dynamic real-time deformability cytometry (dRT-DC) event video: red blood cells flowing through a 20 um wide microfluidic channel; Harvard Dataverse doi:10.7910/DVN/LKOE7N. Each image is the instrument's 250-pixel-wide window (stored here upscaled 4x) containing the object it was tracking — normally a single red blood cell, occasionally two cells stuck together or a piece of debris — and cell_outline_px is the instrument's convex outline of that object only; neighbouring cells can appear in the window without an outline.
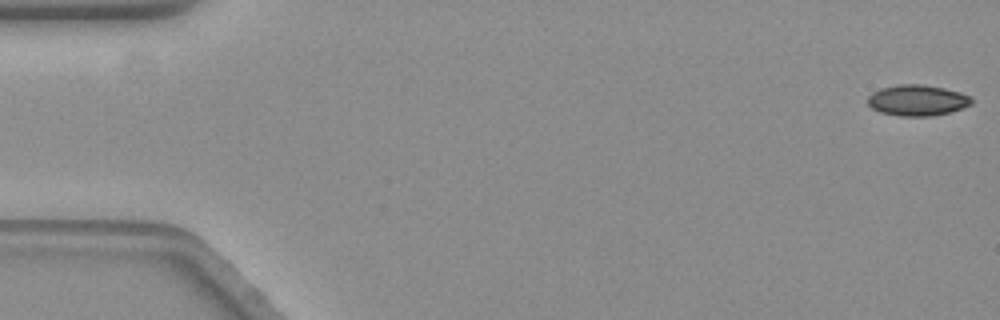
{"species": "common noctule bat (a hibernating species)", "species_latin": "Nyctalus noctula", "temperature_condition": "warm", "stored_images_in_passage": 59, "camera_frame_rate_fps": 3000, "um_per_image_px": 0.085, "animal": {"sex": "female", "body_mass_g": 19.3, "forearm_length_mm": 54.1}, "frame": {"image": 1, "passage_image": 1, "time_ms": 0.0, "image_size_px": [1000, 320], "cell_outline_px": [[972, 104], [964, 108], [948, 112], [928, 116], [900, 116], [880, 112], [872, 108], [868, 104], [868, 96], [872, 92], [880, 88], [900, 84], [924, 84], [944, 88], [960, 92], [972, 96]], "centroid_in_image_um": [77.98, 8.51], "position_along_channel_um": 7.0, "area_um2": 18.79}}
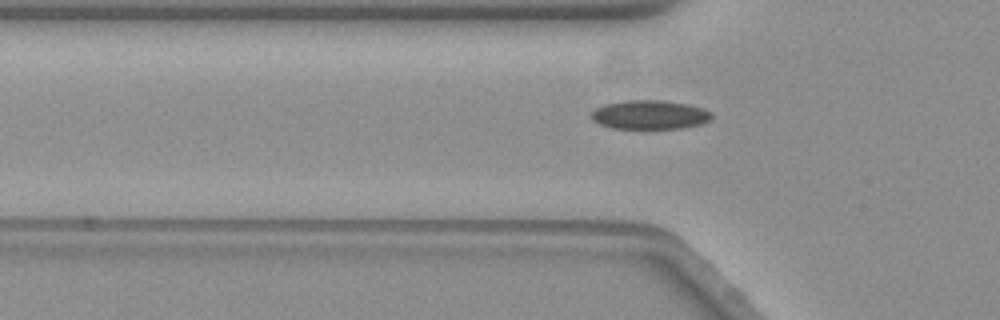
{"frame": {"image": 2, "passage_image": 19, "time_ms": 6.0, "image_size_px": [1000, 320], "cell_outline_px": [[712, 116], [708, 120], [700, 124], [684, 128], [612, 128], [600, 124], [592, 120], [592, 112], [596, 108], [604, 104], [624, 100], [660, 100], [688, 104], [704, 108], [712, 112]], "centroid_in_image_um": [55.23, 9.74], "position_along_channel_um": 70.6, "area_um2": 20.29}}
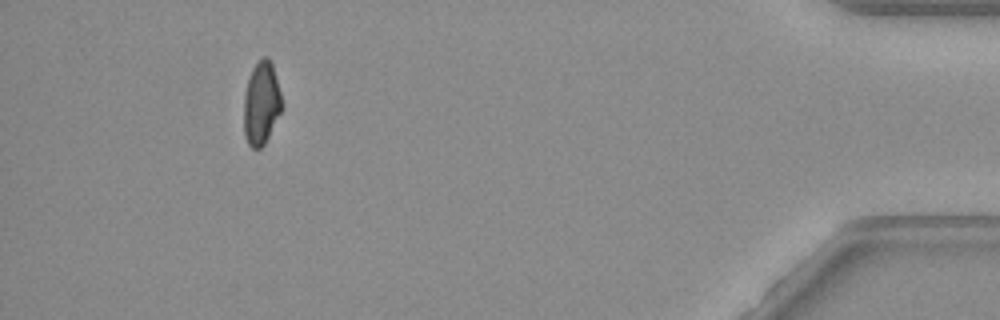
{"frame": {"image": 3, "passage_image": 54, "time_ms": 17.667, "image_size_px": [1000, 320], "cell_outline_px": [[280, 112], [264, 144], [260, 148], [252, 148], [248, 144], [244, 136], [244, 96], [248, 80], [252, 68], [264, 56], [268, 56], [272, 64], [280, 92]], "centroid_in_image_um": [22.18, 8.78], "position_along_channel_um": 413.0, "area_um2": 17.92}, "authors_computed_cell_mechanics": {"area_um2": 19.4208, "velocity_mm_per_s": 3.5157, "shape_relaxation_time_tau1_ms": 8.0245, "shape_relaxation_time_tau2_ms": 3.6411, "deformation_change_tau1": 0.1657, "deformation_change_tau2": 0.0598}}